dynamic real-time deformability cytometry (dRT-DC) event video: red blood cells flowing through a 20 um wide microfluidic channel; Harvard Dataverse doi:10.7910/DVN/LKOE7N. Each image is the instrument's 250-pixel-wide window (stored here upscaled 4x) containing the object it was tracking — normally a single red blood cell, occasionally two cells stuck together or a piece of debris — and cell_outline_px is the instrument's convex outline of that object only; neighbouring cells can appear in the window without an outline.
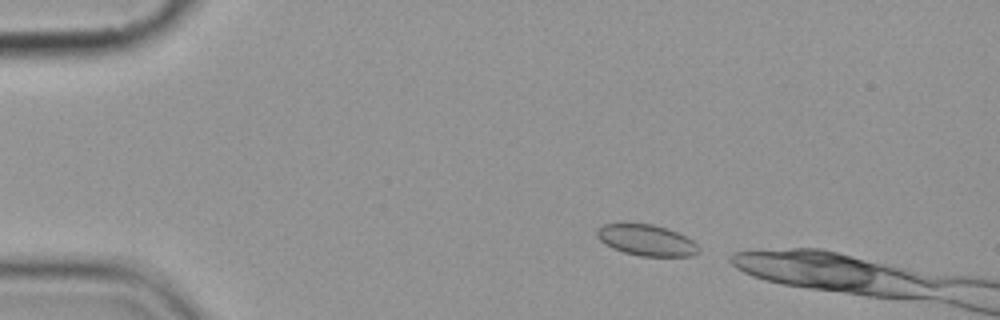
{"species": "common noctule bat (a hibernating species)", "species_latin": "Nyctalus noctula", "temperature_condition": "cold", "stored_images_in_passage": 3, "camera_frame_rate_fps": 3000, "um_per_image_px": 0.085, "animal": {"sex": "female", "body_mass_g": 19.9}, "frame": {"image": 1, "passage_image": 1, "time_ms": 0.0, "image_size_px": [1000, 320], "cell_outline_px": [[700, 252], [692, 256], [640, 256], [624, 252], [612, 248], [604, 244], [596, 236], [596, 228], [604, 224], [652, 224], [668, 228], [692, 240], [700, 248]], "centroid_in_image_um": [54.94, 20.42], "position_along_channel_um": 30.1, "area_um2": 18.44}}